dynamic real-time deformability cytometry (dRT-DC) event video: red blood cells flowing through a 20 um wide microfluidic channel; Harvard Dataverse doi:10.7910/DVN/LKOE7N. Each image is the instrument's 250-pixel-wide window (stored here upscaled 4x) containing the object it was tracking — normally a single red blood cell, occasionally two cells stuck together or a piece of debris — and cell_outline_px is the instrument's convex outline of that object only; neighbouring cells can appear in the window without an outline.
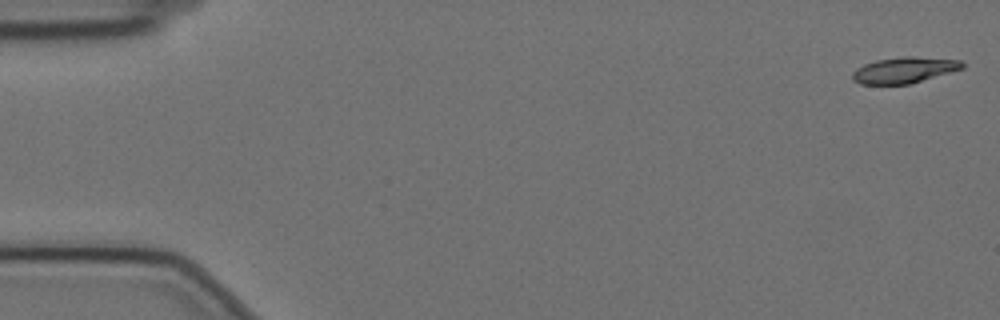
{"species": "Egyptian fruit bat (a non-hibernating species)", "species_latin": "Rousettus aegyptiacus", "temperature_condition": "cold", "stored_images_in_passage": 18, "camera_frame_rate_fps": 3000, "um_per_image_px": 0.085, "animal": {"sex": "female"}, "frame": {"image": 1, "passage_image": 1, "time_ms": 0.0, "image_size_px": [1000, 320], "cell_outline_px": [[964, 68], [908, 84], [860, 84], [852, 80], [852, 72], [856, 68], [864, 64], [876, 60], [904, 56], [912, 56], [964, 60]], "centroid_in_image_um": [76.85, 5.94], "position_along_channel_um": 8.2, "area_um2": 16.65}}
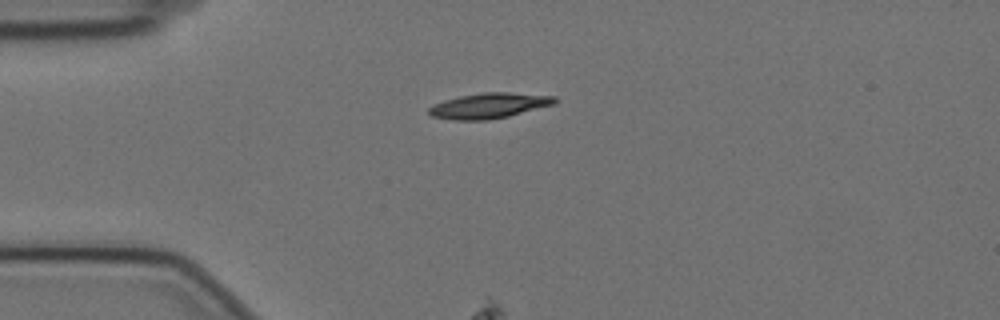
{"frame": {"image": 2, "passage_image": 14, "time_ms": 4.333, "image_size_px": [1000, 320], "cell_outline_px": [[560, 100], [556, 104], [508, 116], [488, 120], [452, 120], [432, 116], [428, 112], [428, 108], [444, 100], [460, 96], [484, 92], [508, 92], [556, 96]], "centroid_in_image_um": [41.63, 8.98], "position_along_channel_um": 43.4, "area_um2": 18.67}}